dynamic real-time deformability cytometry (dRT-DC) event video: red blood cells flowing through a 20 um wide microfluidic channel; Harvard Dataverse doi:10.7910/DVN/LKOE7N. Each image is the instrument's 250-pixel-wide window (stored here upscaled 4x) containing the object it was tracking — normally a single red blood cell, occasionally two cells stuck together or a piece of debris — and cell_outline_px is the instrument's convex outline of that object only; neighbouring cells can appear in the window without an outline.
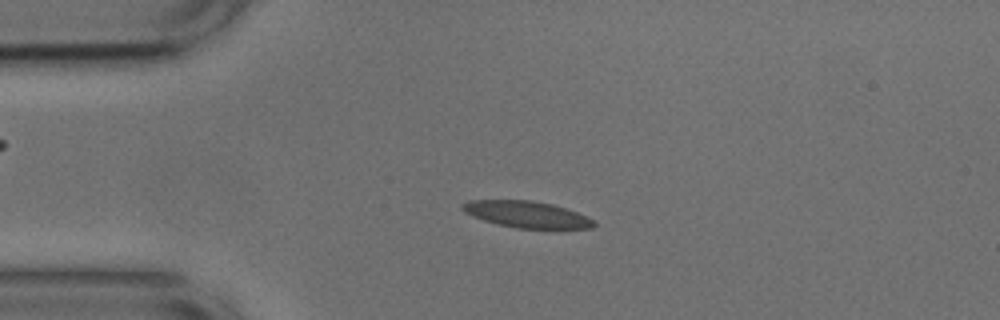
{"species": "common noctule bat (a hibernating species)", "species_latin": "Nyctalus noctula", "temperature_condition": "cold", "stored_images_in_passage": 53, "camera_frame_rate_fps": 3000, "um_per_image_px": 0.085, "animal": {"sex": "male", "body_mass_g": 17.9, "forearm_length_mm": 54.2}, "frame": {"image": 1, "passage_image": 12, "time_ms": 3.667, "image_size_px": [1000, 320], "cell_outline_px": [[596, 224], [592, 228], [516, 228], [484, 220], [472, 216], [464, 212], [460, 208], [460, 204], [468, 200], [532, 200], [552, 204], [576, 212], [596, 220]], "centroid_in_image_um": [44.74, 18.21], "position_along_channel_um": 40.3, "area_um2": 20.23}}
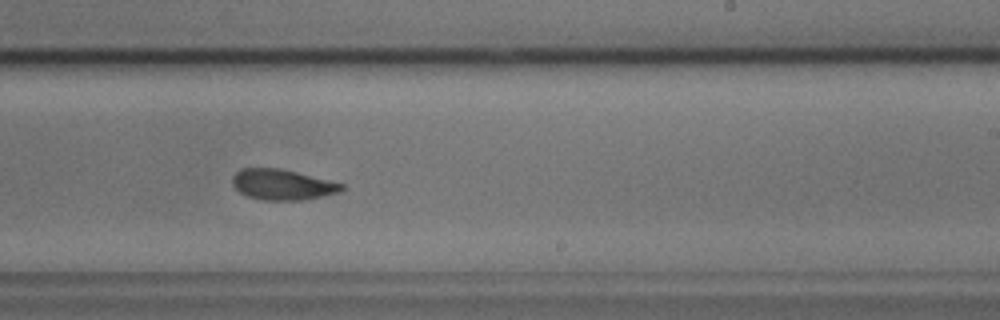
{"frame": {"image": 2, "passage_image": 32, "time_ms": 10.333, "image_size_px": [1000, 320], "cell_outline_px": [[344, 188], [340, 192], [300, 200], [264, 200], [248, 196], [240, 192], [232, 184], [232, 176], [240, 168], [280, 168], [344, 184]], "centroid_in_image_um": [23.97, 15.68], "position_along_channel_um": 265.0, "area_um2": 19.25}}
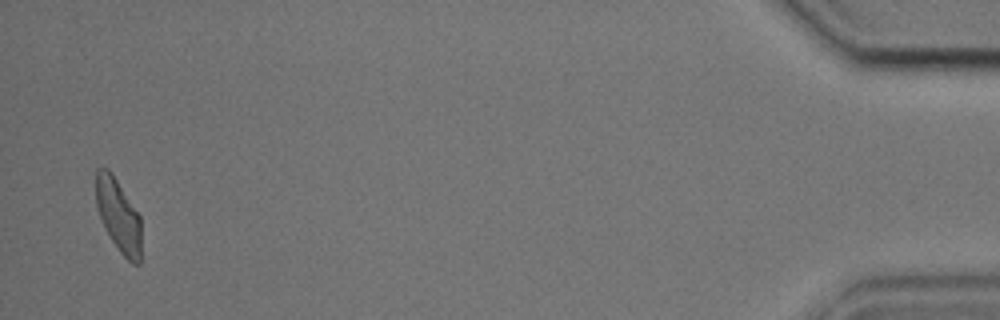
{"frame": {"image": 3, "passage_image": 52, "time_ms": 17.0, "image_size_px": [1000, 320], "cell_outline_px": [[140, 264], [132, 264], [120, 252], [104, 228], [96, 208], [96, 168], [108, 168], [112, 172], [140, 216]], "centroid_in_image_um": [10.05, 18.29], "position_along_channel_um": 425.2, "area_um2": 19.25}, "authors_computed_cell_mechanics": {"area_um2": 20.1144, "velocity_mm_per_s": 3.7112, "shape_relaxation_time_tau1_ms": 6.0035, "shape_relaxation_time_tau2_ms": 1.6215, "deformation_change_tau1": 0.139, "deformation_change_tau2": 0.0821}}